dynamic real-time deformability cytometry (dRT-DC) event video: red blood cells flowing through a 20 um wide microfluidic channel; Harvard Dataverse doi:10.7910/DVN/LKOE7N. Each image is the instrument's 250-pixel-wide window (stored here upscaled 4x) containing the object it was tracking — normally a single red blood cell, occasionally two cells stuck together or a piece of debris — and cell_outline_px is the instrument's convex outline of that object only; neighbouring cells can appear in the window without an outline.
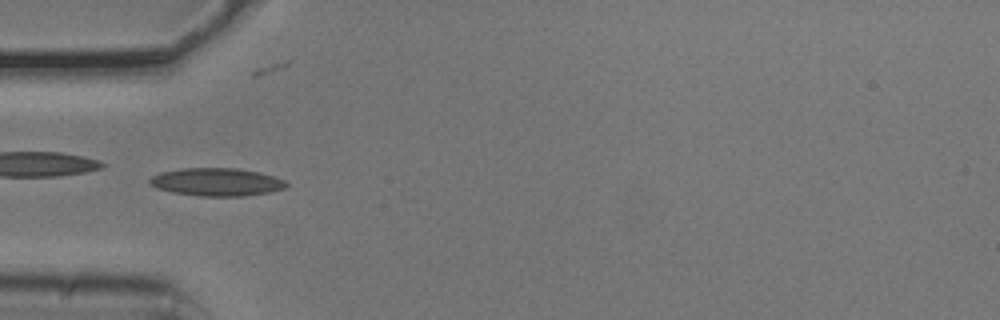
{"species": "common noctule bat (a hibernating species)", "species_latin": "Nyctalus noctula", "temperature_condition": "cold", "stored_images_in_passage": 7, "camera_frame_rate_fps": 3000, "um_per_image_px": 0.085, "animal": {"sex": "male", "body_mass_g": 20.5, "forearm_length_mm": 52.5}, "frame": {"image": 1, "passage_image": 4, "time_ms": 1.0, "image_size_px": [1000, 320], "cell_outline_px": [[288, 184], [284, 188], [268, 192], [244, 196], [200, 196], [172, 192], [156, 188], [148, 184], [148, 180], [152, 176], [160, 172], [184, 168], [236, 168], [260, 172], [284, 180]], "centroid_in_image_um": [18.37, 15.47], "position_along_channel_um": 66.6, "area_um2": 22.2}}
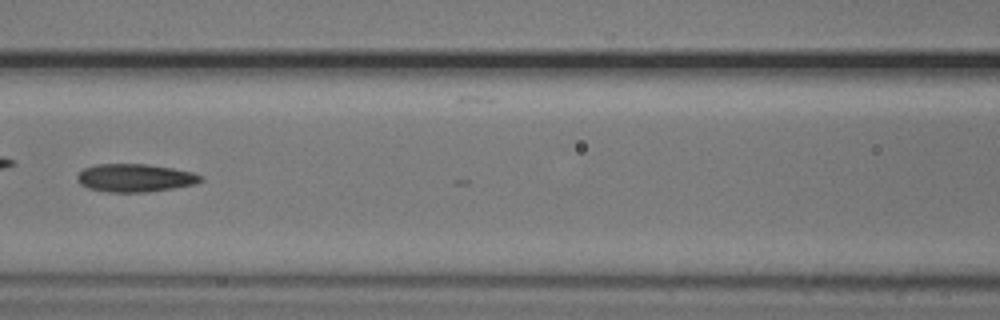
{"frame": {"image": 2, "passage_image": 6, "time_ms": 1.667, "image_size_px": [1000, 320], "cell_outline_px": [[204, 180], [196, 184], [172, 188], [144, 192], [108, 192], [88, 188], [80, 184], [76, 176], [84, 168], [96, 164], [148, 164], [172, 168], [192, 172], [204, 176]], "centroid_in_image_um": [11.49, 15.12], "position_along_channel_um": 155.1, "area_um2": 20.17}}